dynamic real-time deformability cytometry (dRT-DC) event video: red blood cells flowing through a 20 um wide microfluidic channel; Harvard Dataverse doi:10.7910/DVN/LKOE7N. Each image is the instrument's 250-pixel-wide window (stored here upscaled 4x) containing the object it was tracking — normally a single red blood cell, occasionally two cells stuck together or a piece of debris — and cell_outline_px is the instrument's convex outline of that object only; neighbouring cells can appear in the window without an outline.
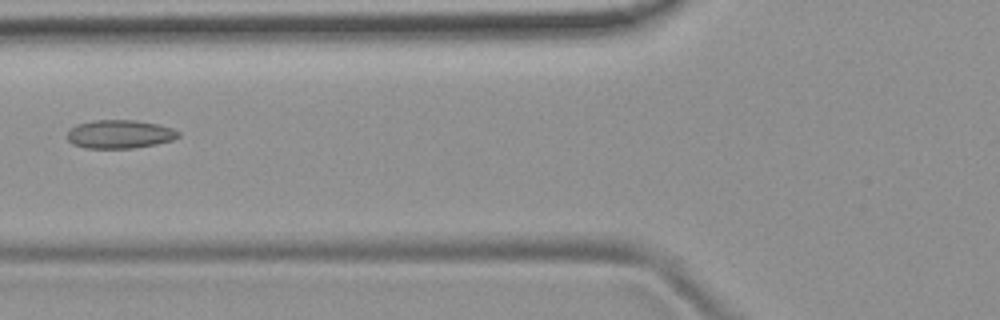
{"species": "common noctule bat (a hibernating species)", "species_latin": "Nyctalus noctula", "temperature_condition": "room temperature", "stored_images_in_passage": 5, "camera_frame_rate_fps": 3000, "um_per_image_px": 0.085, "animal": {"sex": "female", "body_mass_g": 19.9}, "frame": {"image": 1, "passage_image": 5, "time_ms": 1.333, "image_size_px": [1000, 320], "cell_outline_px": [[180, 136], [172, 140], [156, 144], [132, 148], [84, 148], [72, 144], [68, 140], [68, 132], [76, 124], [96, 120], [136, 120], [156, 124], [172, 128], [180, 132]], "centroid_in_image_um": [10.18, 11.41], "position_along_channel_um": 115.6, "area_um2": 18.38}}